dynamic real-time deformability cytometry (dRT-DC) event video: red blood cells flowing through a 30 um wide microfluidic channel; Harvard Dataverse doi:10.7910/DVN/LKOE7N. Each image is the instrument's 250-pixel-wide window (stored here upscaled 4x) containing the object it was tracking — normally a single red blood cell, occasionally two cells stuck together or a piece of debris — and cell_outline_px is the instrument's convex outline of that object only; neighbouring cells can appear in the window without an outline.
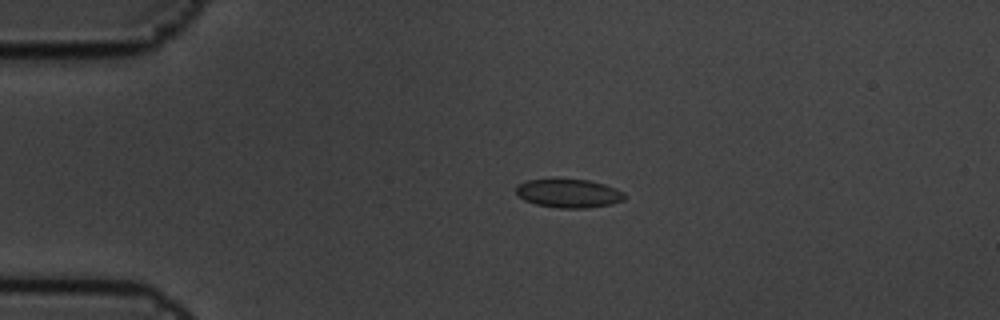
{"species": "common noctule bat (a hibernating species)", "species_latin": "Nyctalus noctula", "temperature_condition": "cold", "stored_images_in_passage": 6, "camera_frame_rate_fps": 3000, "um_per_image_px": 0.085, "animal": {"sex": "male", "body_mass_g": 19.5, "forearm_length_mm": 54.6}, "frame": {"image": 1, "passage_image": 4, "time_ms": 1.0, "image_size_px": [1000, 320], "cell_outline_px": [[624, 200], [612, 204], [588, 208], [560, 208], [536, 204], [524, 200], [516, 192], [516, 184], [528, 180], [588, 180], [604, 184], [616, 188], [624, 192]], "centroid_in_image_um": [48.35, 16.44], "position_along_channel_um": 36.6, "area_um2": 17.92}}
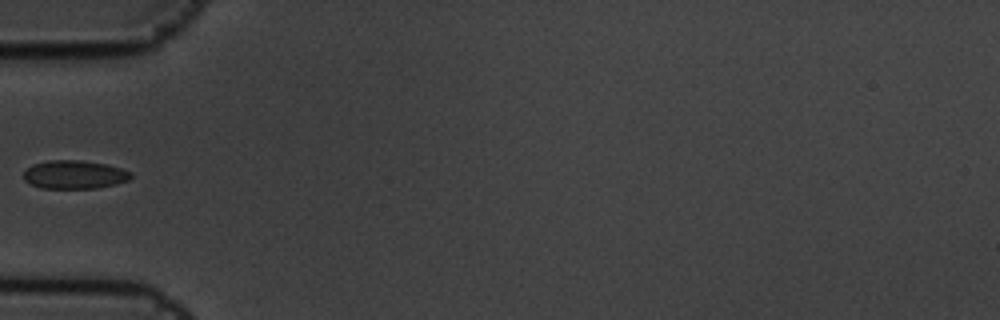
{"frame": {"image": 2, "passage_image": 6, "time_ms": 1.667, "image_size_px": [1000, 320], "cell_outline_px": [[132, 176], [128, 180], [116, 184], [96, 188], [40, 188], [24, 180], [24, 172], [32, 164], [48, 160], [80, 160], [108, 164], [132, 172]], "centroid_in_image_um": [6.34, 14.83], "position_along_channel_um": 78.7, "area_um2": 17.8}}